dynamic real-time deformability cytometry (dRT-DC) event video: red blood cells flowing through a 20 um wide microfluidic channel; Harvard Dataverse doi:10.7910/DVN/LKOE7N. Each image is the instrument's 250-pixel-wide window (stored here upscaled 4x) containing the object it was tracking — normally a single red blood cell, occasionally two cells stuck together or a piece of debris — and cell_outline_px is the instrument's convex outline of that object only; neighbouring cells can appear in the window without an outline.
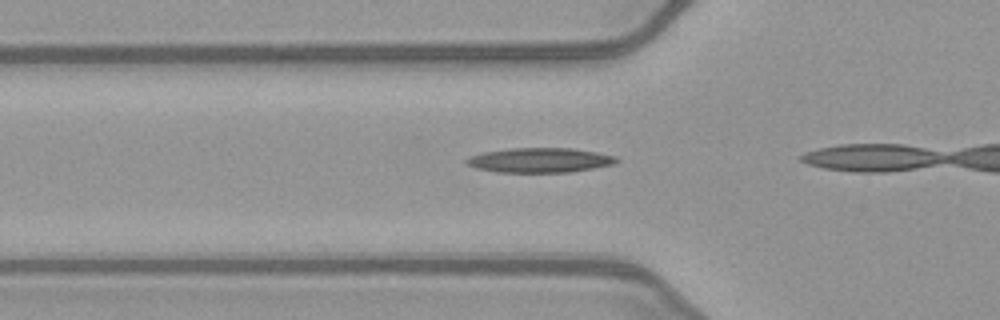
{"species": "common noctule bat (a hibernating species)", "species_latin": "Nyctalus noctula", "temperature_condition": "warm", "stored_images_in_passage": 8, "camera_frame_rate_fps": 3000, "um_per_image_px": 0.085, "animal": {"sex": "female", "body_mass_g": 21.9}, "frame": {"image": 1, "passage_image": 4, "time_ms": 1.0, "image_size_px": [1000, 320], "cell_outline_px": [[620, 160], [616, 164], [572, 172], [496, 172], [476, 168], [464, 164], [464, 160], [468, 156], [484, 152], [512, 148], [572, 148], [596, 152], [616, 156]], "centroid_in_image_um": [45.88, 13.62], "position_along_channel_um": 79.9, "area_um2": 21.79}}
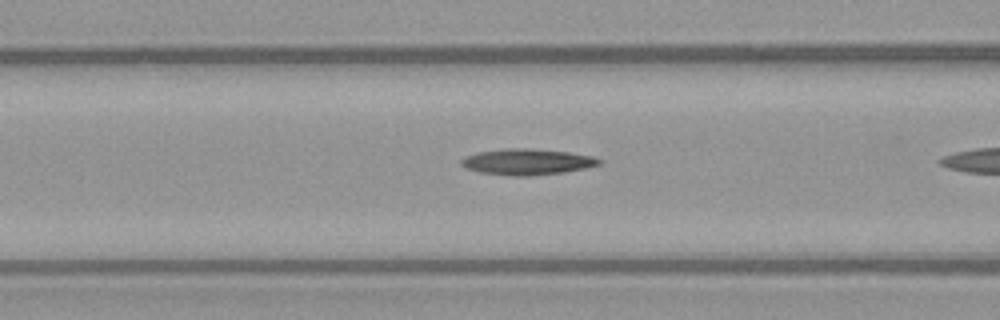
{"frame": {"image": 2, "passage_image": 7, "time_ms": 2.0, "image_size_px": [1000, 320], "cell_outline_px": [[604, 160], [600, 164], [584, 168], [564, 172], [532, 176], [512, 176], [480, 172], [468, 168], [460, 164], [460, 160], [476, 152], [508, 148], [528, 148], [568, 152], [592, 156]], "centroid_in_image_um": [44.82, 13.75], "position_along_channel_um": 121.8, "area_um2": 20.81}}